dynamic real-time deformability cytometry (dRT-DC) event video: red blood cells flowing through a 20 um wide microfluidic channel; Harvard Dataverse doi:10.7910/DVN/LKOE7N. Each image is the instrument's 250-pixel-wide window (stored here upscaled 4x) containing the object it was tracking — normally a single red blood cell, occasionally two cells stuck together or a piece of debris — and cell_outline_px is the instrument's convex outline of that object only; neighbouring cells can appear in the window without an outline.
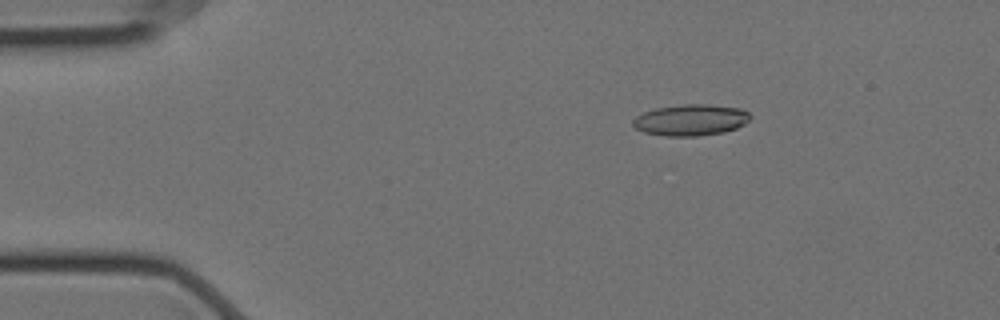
{"species": "Egyptian fruit bat (a non-hibernating species)", "species_latin": "Rousettus aegyptiacus", "temperature_condition": "cold", "stored_images_in_passage": 57, "camera_frame_rate_fps": 3000, "um_per_image_px": 0.085, "animal": {"sex": "female"}, "frame": {"image": 1, "passage_image": 9, "time_ms": 2.667, "image_size_px": [1000, 320], "cell_outline_px": [[752, 116], [744, 124], [736, 128], [724, 132], [696, 136], [664, 136], [644, 132], [636, 128], [632, 124], [632, 120], [636, 116], [644, 112], [656, 108], [684, 104], [708, 104], [740, 108], [748, 112]], "centroid_in_image_um": [58.71, 10.2], "position_along_channel_um": 26.3, "area_um2": 21.39}}
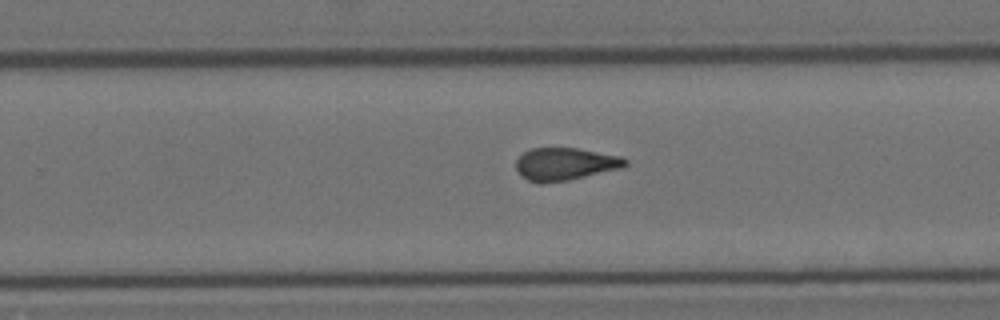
{"frame": {"image": 2, "passage_image": 36, "time_ms": 11.667, "image_size_px": [1000, 320], "cell_outline_px": [[628, 164], [620, 168], [568, 180], [540, 184], [528, 180], [516, 168], [516, 160], [524, 152], [532, 148], [576, 148], [620, 156], [628, 160]], "centroid_in_image_um": [48.03, 13.94], "position_along_channel_um": 281.8, "area_um2": 20.46}}
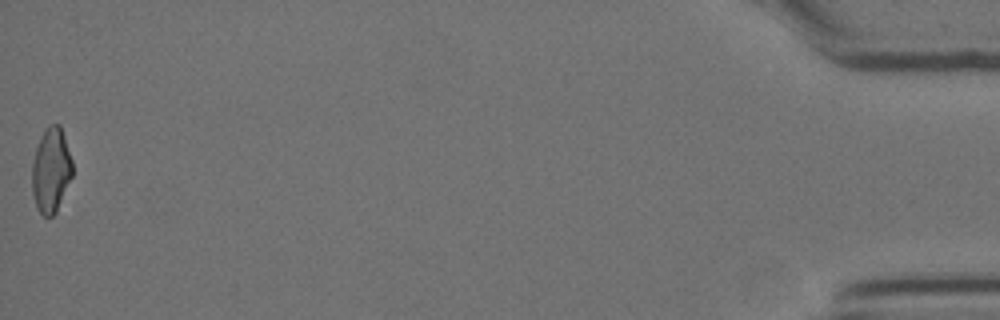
{"frame": {"image": 3, "passage_image": 57, "time_ms": 18.667, "image_size_px": [1000, 320], "cell_outline_px": [[72, 176], [56, 212], [52, 216], [44, 216], [36, 208], [32, 192], [32, 164], [36, 148], [40, 136], [48, 124], [60, 124], [72, 160]], "centroid_in_image_um": [4.33, 14.46], "position_along_channel_um": 430.9, "area_um2": 19.94}, "authors_computed_cell_mechanics": {"area_um2": 20.9236, "velocity_mm_per_s": 3.5195, "shape_relaxation_time_tau1_ms": null, "shape_relaxation_time_tau2_ms": 1.7969, "deformation_change_tau1": null, "deformation_change_tau2": 0.0977}}